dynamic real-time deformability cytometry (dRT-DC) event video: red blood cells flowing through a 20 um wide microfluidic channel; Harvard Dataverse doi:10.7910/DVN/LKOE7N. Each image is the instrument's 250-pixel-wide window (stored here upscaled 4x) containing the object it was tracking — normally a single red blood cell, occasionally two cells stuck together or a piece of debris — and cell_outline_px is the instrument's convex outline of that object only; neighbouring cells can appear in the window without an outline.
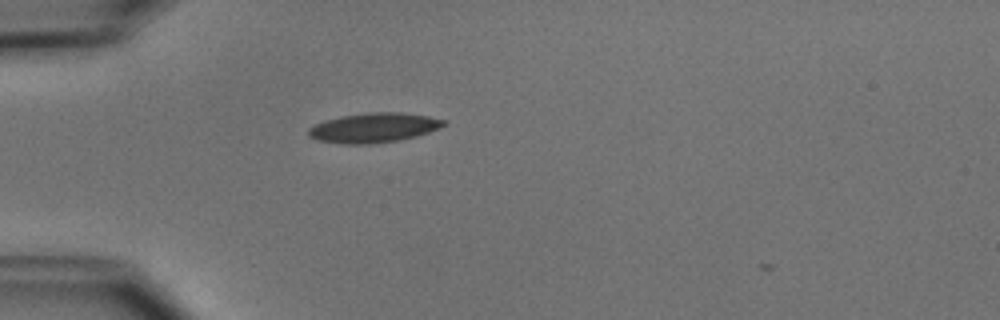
{"species": "common noctule bat (a hibernating species)", "species_latin": "Nyctalus noctula", "temperature_condition": "cold", "stored_images_in_passage": 3, "camera_frame_rate_fps": 3000, "um_per_image_px": 0.085, "animal": {"sex": "male", "body_mass_g": 15.6}, "frame": {"image": 1, "passage_image": 2, "time_ms": 0.333, "image_size_px": [1000, 320], "cell_outline_px": [[448, 124], [440, 128], [416, 136], [400, 140], [368, 144], [344, 144], [316, 140], [308, 136], [308, 128], [324, 120], [340, 116], [368, 112], [400, 112], [428, 116], [448, 120]], "centroid_in_image_um": [31.78, 10.85], "position_along_channel_um": 53.2, "area_um2": 23.58}}